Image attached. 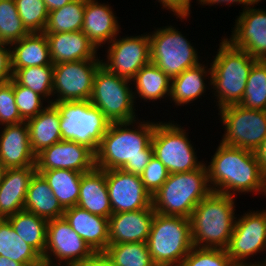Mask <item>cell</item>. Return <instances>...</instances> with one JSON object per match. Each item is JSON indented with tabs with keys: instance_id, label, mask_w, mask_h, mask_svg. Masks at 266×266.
Instances as JSON below:
<instances>
[{
	"instance_id": "obj_46",
	"label": "cell",
	"mask_w": 266,
	"mask_h": 266,
	"mask_svg": "<svg viewBox=\"0 0 266 266\" xmlns=\"http://www.w3.org/2000/svg\"><path fill=\"white\" fill-rule=\"evenodd\" d=\"M78 266H115L113 260L105 251L93 252L85 261Z\"/></svg>"
},
{
	"instance_id": "obj_11",
	"label": "cell",
	"mask_w": 266,
	"mask_h": 266,
	"mask_svg": "<svg viewBox=\"0 0 266 266\" xmlns=\"http://www.w3.org/2000/svg\"><path fill=\"white\" fill-rule=\"evenodd\" d=\"M220 119L225 126L221 143L255 151L266 137V111L250 110L239 105L221 108Z\"/></svg>"
},
{
	"instance_id": "obj_32",
	"label": "cell",
	"mask_w": 266,
	"mask_h": 266,
	"mask_svg": "<svg viewBox=\"0 0 266 266\" xmlns=\"http://www.w3.org/2000/svg\"><path fill=\"white\" fill-rule=\"evenodd\" d=\"M134 81V100L137 97L144 100H158L170 96L171 79L151 61L144 65L131 80ZM135 93V94H134Z\"/></svg>"
},
{
	"instance_id": "obj_21",
	"label": "cell",
	"mask_w": 266,
	"mask_h": 266,
	"mask_svg": "<svg viewBox=\"0 0 266 266\" xmlns=\"http://www.w3.org/2000/svg\"><path fill=\"white\" fill-rule=\"evenodd\" d=\"M63 217L94 252L106 250L109 245V218L91 214L77 205L65 209Z\"/></svg>"
},
{
	"instance_id": "obj_30",
	"label": "cell",
	"mask_w": 266,
	"mask_h": 266,
	"mask_svg": "<svg viewBox=\"0 0 266 266\" xmlns=\"http://www.w3.org/2000/svg\"><path fill=\"white\" fill-rule=\"evenodd\" d=\"M37 173L48 183L64 210L77 205L83 173L70 169L37 170Z\"/></svg>"
},
{
	"instance_id": "obj_6",
	"label": "cell",
	"mask_w": 266,
	"mask_h": 266,
	"mask_svg": "<svg viewBox=\"0 0 266 266\" xmlns=\"http://www.w3.org/2000/svg\"><path fill=\"white\" fill-rule=\"evenodd\" d=\"M146 243L156 266H179L194 247L190 219L155 212Z\"/></svg>"
},
{
	"instance_id": "obj_23",
	"label": "cell",
	"mask_w": 266,
	"mask_h": 266,
	"mask_svg": "<svg viewBox=\"0 0 266 266\" xmlns=\"http://www.w3.org/2000/svg\"><path fill=\"white\" fill-rule=\"evenodd\" d=\"M53 64L79 60L98 59L97 48L82 32L45 34Z\"/></svg>"
},
{
	"instance_id": "obj_27",
	"label": "cell",
	"mask_w": 266,
	"mask_h": 266,
	"mask_svg": "<svg viewBox=\"0 0 266 266\" xmlns=\"http://www.w3.org/2000/svg\"><path fill=\"white\" fill-rule=\"evenodd\" d=\"M31 149L37 156L44 149L62 140L60 114L53 104L47 105L37 116L26 121Z\"/></svg>"
},
{
	"instance_id": "obj_12",
	"label": "cell",
	"mask_w": 266,
	"mask_h": 266,
	"mask_svg": "<svg viewBox=\"0 0 266 266\" xmlns=\"http://www.w3.org/2000/svg\"><path fill=\"white\" fill-rule=\"evenodd\" d=\"M102 66V60L88 59L53 65V94L55 101H86L90 100L94 77Z\"/></svg>"
},
{
	"instance_id": "obj_42",
	"label": "cell",
	"mask_w": 266,
	"mask_h": 266,
	"mask_svg": "<svg viewBox=\"0 0 266 266\" xmlns=\"http://www.w3.org/2000/svg\"><path fill=\"white\" fill-rule=\"evenodd\" d=\"M23 121L16 106L13 79L0 82V125L18 124Z\"/></svg>"
},
{
	"instance_id": "obj_24",
	"label": "cell",
	"mask_w": 266,
	"mask_h": 266,
	"mask_svg": "<svg viewBox=\"0 0 266 266\" xmlns=\"http://www.w3.org/2000/svg\"><path fill=\"white\" fill-rule=\"evenodd\" d=\"M36 172V166L6 169L0 184V218L24 210L28 186Z\"/></svg>"
},
{
	"instance_id": "obj_51",
	"label": "cell",
	"mask_w": 266,
	"mask_h": 266,
	"mask_svg": "<svg viewBox=\"0 0 266 266\" xmlns=\"http://www.w3.org/2000/svg\"><path fill=\"white\" fill-rule=\"evenodd\" d=\"M5 171H6V168L4 167L2 162L0 161V184H1L2 180H3Z\"/></svg>"
},
{
	"instance_id": "obj_50",
	"label": "cell",
	"mask_w": 266,
	"mask_h": 266,
	"mask_svg": "<svg viewBox=\"0 0 266 266\" xmlns=\"http://www.w3.org/2000/svg\"><path fill=\"white\" fill-rule=\"evenodd\" d=\"M0 266H24V265L20 262H16L14 260L8 259L7 257L0 255Z\"/></svg>"
},
{
	"instance_id": "obj_45",
	"label": "cell",
	"mask_w": 266,
	"mask_h": 266,
	"mask_svg": "<svg viewBox=\"0 0 266 266\" xmlns=\"http://www.w3.org/2000/svg\"><path fill=\"white\" fill-rule=\"evenodd\" d=\"M9 44L0 42V82H7L12 79L10 48Z\"/></svg>"
},
{
	"instance_id": "obj_9",
	"label": "cell",
	"mask_w": 266,
	"mask_h": 266,
	"mask_svg": "<svg viewBox=\"0 0 266 266\" xmlns=\"http://www.w3.org/2000/svg\"><path fill=\"white\" fill-rule=\"evenodd\" d=\"M175 27L156 29L150 39V61L170 79L198 65V52Z\"/></svg>"
},
{
	"instance_id": "obj_52",
	"label": "cell",
	"mask_w": 266,
	"mask_h": 266,
	"mask_svg": "<svg viewBox=\"0 0 266 266\" xmlns=\"http://www.w3.org/2000/svg\"><path fill=\"white\" fill-rule=\"evenodd\" d=\"M262 262L259 261L258 263H256V261H255L254 263H255V266H266V258Z\"/></svg>"
},
{
	"instance_id": "obj_38",
	"label": "cell",
	"mask_w": 266,
	"mask_h": 266,
	"mask_svg": "<svg viewBox=\"0 0 266 266\" xmlns=\"http://www.w3.org/2000/svg\"><path fill=\"white\" fill-rule=\"evenodd\" d=\"M28 33L18 14L15 0H0V42L10 45Z\"/></svg>"
},
{
	"instance_id": "obj_22",
	"label": "cell",
	"mask_w": 266,
	"mask_h": 266,
	"mask_svg": "<svg viewBox=\"0 0 266 266\" xmlns=\"http://www.w3.org/2000/svg\"><path fill=\"white\" fill-rule=\"evenodd\" d=\"M119 29L117 17L109 5L86 0L82 32L96 48L113 41L119 34Z\"/></svg>"
},
{
	"instance_id": "obj_13",
	"label": "cell",
	"mask_w": 266,
	"mask_h": 266,
	"mask_svg": "<svg viewBox=\"0 0 266 266\" xmlns=\"http://www.w3.org/2000/svg\"><path fill=\"white\" fill-rule=\"evenodd\" d=\"M93 252L64 217L48 220L46 247L42 256L43 264L63 266L61 263L64 261L65 266H78ZM52 258L59 263L55 264Z\"/></svg>"
},
{
	"instance_id": "obj_19",
	"label": "cell",
	"mask_w": 266,
	"mask_h": 266,
	"mask_svg": "<svg viewBox=\"0 0 266 266\" xmlns=\"http://www.w3.org/2000/svg\"><path fill=\"white\" fill-rule=\"evenodd\" d=\"M154 215L153 205L112 214L109 217V244L147 242Z\"/></svg>"
},
{
	"instance_id": "obj_4",
	"label": "cell",
	"mask_w": 266,
	"mask_h": 266,
	"mask_svg": "<svg viewBox=\"0 0 266 266\" xmlns=\"http://www.w3.org/2000/svg\"><path fill=\"white\" fill-rule=\"evenodd\" d=\"M256 61L245 50L234 47L226 38L222 39L211 63L209 83L216 90L219 109L241 103L249 72Z\"/></svg>"
},
{
	"instance_id": "obj_47",
	"label": "cell",
	"mask_w": 266,
	"mask_h": 266,
	"mask_svg": "<svg viewBox=\"0 0 266 266\" xmlns=\"http://www.w3.org/2000/svg\"><path fill=\"white\" fill-rule=\"evenodd\" d=\"M199 1V3L200 4H205V5H213V4H223V3H225V4H227V3H229L230 5L231 4H237V3H239V4H243V6H244V8H243V10H245V9H247L248 7H250V6H254V4L256 5V4H258L259 2L257 1V0H198Z\"/></svg>"
},
{
	"instance_id": "obj_43",
	"label": "cell",
	"mask_w": 266,
	"mask_h": 266,
	"mask_svg": "<svg viewBox=\"0 0 266 266\" xmlns=\"http://www.w3.org/2000/svg\"><path fill=\"white\" fill-rule=\"evenodd\" d=\"M169 174L170 173L165 165L153 155L144 171L140 174V178L146 190L153 197L162 184L167 180Z\"/></svg>"
},
{
	"instance_id": "obj_36",
	"label": "cell",
	"mask_w": 266,
	"mask_h": 266,
	"mask_svg": "<svg viewBox=\"0 0 266 266\" xmlns=\"http://www.w3.org/2000/svg\"><path fill=\"white\" fill-rule=\"evenodd\" d=\"M105 252L115 266H156L146 242L109 244Z\"/></svg>"
},
{
	"instance_id": "obj_31",
	"label": "cell",
	"mask_w": 266,
	"mask_h": 266,
	"mask_svg": "<svg viewBox=\"0 0 266 266\" xmlns=\"http://www.w3.org/2000/svg\"><path fill=\"white\" fill-rule=\"evenodd\" d=\"M0 255L22 263L24 266H40L42 256L15 232L7 219L0 218Z\"/></svg>"
},
{
	"instance_id": "obj_40",
	"label": "cell",
	"mask_w": 266,
	"mask_h": 266,
	"mask_svg": "<svg viewBox=\"0 0 266 266\" xmlns=\"http://www.w3.org/2000/svg\"><path fill=\"white\" fill-rule=\"evenodd\" d=\"M179 266H236L226 249L193 247Z\"/></svg>"
},
{
	"instance_id": "obj_15",
	"label": "cell",
	"mask_w": 266,
	"mask_h": 266,
	"mask_svg": "<svg viewBox=\"0 0 266 266\" xmlns=\"http://www.w3.org/2000/svg\"><path fill=\"white\" fill-rule=\"evenodd\" d=\"M108 44V61L102 60V66L119 77L132 80L150 62V39L147 34L115 38Z\"/></svg>"
},
{
	"instance_id": "obj_5",
	"label": "cell",
	"mask_w": 266,
	"mask_h": 266,
	"mask_svg": "<svg viewBox=\"0 0 266 266\" xmlns=\"http://www.w3.org/2000/svg\"><path fill=\"white\" fill-rule=\"evenodd\" d=\"M211 192L205 163L196 170L169 174L152 197L156 213L190 218L195 207Z\"/></svg>"
},
{
	"instance_id": "obj_29",
	"label": "cell",
	"mask_w": 266,
	"mask_h": 266,
	"mask_svg": "<svg viewBox=\"0 0 266 266\" xmlns=\"http://www.w3.org/2000/svg\"><path fill=\"white\" fill-rule=\"evenodd\" d=\"M202 63L189 68L182 72L180 75L171 79V93L170 97L178 106L187 104L196 100L206 91L204 79L206 75H210L211 67L207 70V66ZM205 77V78H204Z\"/></svg>"
},
{
	"instance_id": "obj_44",
	"label": "cell",
	"mask_w": 266,
	"mask_h": 266,
	"mask_svg": "<svg viewBox=\"0 0 266 266\" xmlns=\"http://www.w3.org/2000/svg\"><path fill=\"white\" fill-rule=\"evenodd\" d=\"M163 8L170 9V11L174 12V15H177V18H181V20L190 16V6L191 0H158Z\"/></svg>"
},
{
	"instance_id": "obj_1",
	"label": "cell",
	"mask_w": 266,
	"mask_h": 266,
	"mask_svg": "<svg viewBox=\"0 0 266 266\" xmlns=\"http://www.w3.org/2000/svg\"><path fill=\"white\" fill-rule=\"evenodd\" d=\"M135 122L136 119L110 124L95 153L97 168L122 169L136 175L144 171L153 156L151 140L157 123L138 122L137 129L129 128Z\"/></svg>"
},
{
	"instance_id": "obj_41",
	"label": "cell",
	"mask_w": 266,
	"mask_h": 266,
	"mask_svg": "<svg viewBox=\"0 0 266 266\" xmlns=\"http://www.w3.org/2000/svg\"><path fill=\"white\" fill-rule=\"evenodd\" d=\"M13 91L15 95L16 106L21 118L24 121L34 118L47 107L42 106L43 99L45 100V98L27 87L18 85L14 80Z\"/></svg>"
},
{
	"instance_id": "obj_10",
	"label": "cell",
	"mask_w": 266,
	"mask_h": 266,
	"mask_svg": "<svg viewBox=\"0 0 266 266\" xmlns=\"http://www.w3.org/2000/svg\"><path fill=\"white\" fill-rule=\"evenodd\" d=\"M179 126L177 123L159 122L155 125L151 140L153 155L170 174L190 172L204 164L198 161L186 131Z\"/></svg>"
},
{
	"instance_id": "obj_37",
	"label": "cell",
	"mask_w": 266,
	"mask_h": 266,
	"mask_svg": "<svg viewBox=\"0 0 266 266\" xmlns=\"http://www.w3.org/2000/svg\"><path fill=\"white\" fill-rule=\"evenodd\" d=\"M12 79L18 84L31 89L45 99L53 95V65L27 67L16 70ZM50 96V97H49Z\"/></svg>"
},
{
	"instance_id": "obj_20",
	"label": "cell",
	"mask_w": 266,
	"mask_h": 266,
	"mask_svg": "<svg viewBox=\"0 0 266 266\" xmlns=\"http://www.w3.org/2000/svg\"><path fill=\"white\" fill-rule=\"evenodd\" d=\"M0 134V161L6 169L36 166L26 121L5 125Z\"/></svg>"
},
{
	"instance_id": "obj_49",
	"label": "cell",
	"mask_w": 266,
	"mask_h": 266,
	"mask_svg": "<svg viewBox=\"0 0 266 266\" xmlns=\"http://www.w3.org/2000/svg\"><path fill=\"white\" fill-rule=\"evenodd\" d=\"M73 0H44L48 11H53L67 5Z\"/></svg>"
},
{
	"instance_id": "obj_33",
	"label": "cell",
	"mask_w": 266,
	"mask_h": 266,
	"mask_svg": "<svg viewBox=\"0 0 266 266\" xmlns=\"http://www.w3.org/2000/svg\"><path fill=\"white\" fill-rule=\"evenodd\" d=\"M15 232L41 256L44 255L48 220L27 210L6 218Z\"/></svg>"
},
{
	"instance_id": "obj_7",
	"label": "cell",
	"mask_w": 266,
	"mask_h": 266,
	"mask_svg": "<svg viewBox=\"0 0 266 266\" xmlns=\"http://www.w3.org/2000/svg\"><path fill=\"white\" fill-rule=\"evenodd\" d=\"M60 114L62 140L73 141L97 152L111 122L90 100L52 103Z\"/></svg>"
},
{
	"instance_id": "obj_25",
	"label": "cell",
	"mask_w": 266,
	"mask_h": 266,
	"mask_svg": "<svg viewBox=\"0 0 266 266\" xmlns=\"http://www.w3.org/2000/svg\"><path fill=\"white\" fill-rule=\"evenodd\" d=\"M77 206L104 218H109L113 214L108 196L105 170L95 167L82 174Z\"/></svg>"
},
{
	"instance_id": "obj_2",
	"label": "cell",
	"mask_w": 266,
	"mask_h": 266,
	"mask_svg": "<svg viewBox=\"0 0 266 266\" xmlns=\"http://www.w3.org/2000/svg\"><path fill=\"white\" fill-rule=\"evenodd\" d=\"M206 168L213 192L229 196L236 192H266V175L260 170L254 151L220 142Z\"/></svg>"
},
{
	"instance_id": "obj_28",
	"label": "cell",
	"mask_w": 266,
	"mask_h": 266,
	"mask_svg": "<svg viewBox=\"0 0 266 266\" xmlns=\"http://www.w3.org/2000/svg\"><path fill=\"white\" fill-rule=\"evenodd\" d=\"M24 210L47 220L63 217L65 211L54 196L48 183L37 172L30 180Z\"/></svg>"
},
{
	"instance_id": "obj_39",
	"label": "cell",
	"mask_w": 266,
	"mask_h": 266,
	"mask_svg": "<svg viewBox=\"0 0 266 266\" xmlns=\"http://www.w3.org/2000/svg\"><path fill=\"white\" fill-rule=\"evenodd\" d=\"M15 4L29 33L44 32L49 14L44 0H15Z\"/></svg>"
},
{
	"instance_id": "obj_17",
	"label": "cell",
	"mask_w": 266,
	"mask_h": 266,
	"mask_svg": "<svg viewBox=\"0 0 266 266\" xmlns=\"http://www.w3.org/2000/svg\"><path fill=\"white\" fill-rule=\"evenodd\" d=\"M95 167V153L73 141L61 140L36 156V170L70 169L86 173Z\"/></svg>"
},
{
	"instance_id": "obj_8",
	"label": "cell",
	"mask_w": 266,
	"mask_h": 266,
	"mask_svg": "<svg viewBox=\"0 0 266 266\" xmlns=\"http://www.w3.org/2000/svg\"><path fill=\"white\" fill-rule=\"evenodd\" d=\"M131 80L119 77L101 66L94 77L90 102L111 122L136 119Z\"/></svg>"
},
{
	"instance_id": "obj_14",
	"label": "cell",
	"mask_w": 266,
	"mask_h": 266,
	"mask_svg": "<svg viewBox=\"0 0 266 266\" xmlns=\"http://www.w3.org/2000/svg\"><path fill=\"white\" fill-rule=\"evenodd\" d=\"M266 251V214L263 211L245 213L235 220L226 251L236 266H255L246 259Z\"/></svg>"
},
{
	"instance_id": "obj_26",
	"label": "cell",
	"mask_w": 266,
	"mask_h": 266,
	"mask_svg": "<svg viewBox=\"0 0 266 266\" xmlns=\"http://www.w3.org/2000/svg\"><path fill=\"white\" fill-rule=\"evenodd\" d=\"M9 47L12 74L22 68L54 65L50 59L49 43L44 32L28 33Z\"/></svg>"
},
{
	"instance_id": "obj_18",
	"label": "cell",
	"mask_w": 266,
	"mask_h": 266,
	"mask_svg": "<svg viewBox=\"0 0 266 266\" xmlns=\"http://www.w3.org/2000/svg\"><path fill=\"white\" fill-rule=\"evenodd\" d=\"M232 37L234 47L245 50L257 60H266V10L248 7L238 16Z\"/></svg>"
},
{
	"instance_id": "obj_3",
	"label": "cell",
	"mask_w": 266,
	"mask_h": 266,
	"mask_svg": "<svg viewBox=\"0 0 266 266\" xmlns=\"http://www.w3.org/2000/svg\"><path fill=\"white\" fill-rule=\"evenodd\" d=\"M235 196L211 191L190 216L193 246L226 249L233 233Z\"/></svg>"
},
{
	"instance_id": "obj_34",
	"label": "cell",
	"mask_w": 266,
	"mask_h": 266,
	"mask_svg": "<svg viewBox=\"0 0 266 266\" xmlns=\"http://www.w3.org/2000/svg\"><path fill=\"white\" fill-rule=\"evenodd\" d=\"M86 0H73L62 8L50 11L45 34L82 31Z\"/></svg>"
},
{
	"instance_id": "obj_16",
	"label": "cell",
	"mask_w": 266,
	"mask_h": 266,
	"mask_svg": "<svg viewBox=\"0 0 266 266\" xmlns=\"http://www.w3.org/2000/svg\"><path fill=\"white\" fill-rule=\"evenodd\" d=\"M105 178L113 214L141 210L152 205V196L143 185L140 175L112 169L105 170Z\"/></svg>"
},
{
	"instance_id": "obj_35",
	"label": "cell",
	"mask_w": 266,
	"mask_h": 266,
	"mask_svg": "<svg viewBox=\"0 0 266 266\" xmlns=\"http://www.w3.org/2000/svg\"><path fill=\"white\" fill-rule=\"evenodd\" d=\"M240 105L250 110L266 111V60H257L253 64Z\"/></svg>"
},
{
	"instance_id": "obj_48",
	"label": "cell",
	"mask_w": 266,
	"mask_h": 266,
	"mask_svg": "<svg viewBox=\"0 0 266 266\" xmlns=\"http://www.w3.org/2000/svg\"><path fill=\"white\" fill-rule=\"evenodd\" d=\"M260 170L266 175V137L254 151Z\"/></svg>"
}]
</instances>
